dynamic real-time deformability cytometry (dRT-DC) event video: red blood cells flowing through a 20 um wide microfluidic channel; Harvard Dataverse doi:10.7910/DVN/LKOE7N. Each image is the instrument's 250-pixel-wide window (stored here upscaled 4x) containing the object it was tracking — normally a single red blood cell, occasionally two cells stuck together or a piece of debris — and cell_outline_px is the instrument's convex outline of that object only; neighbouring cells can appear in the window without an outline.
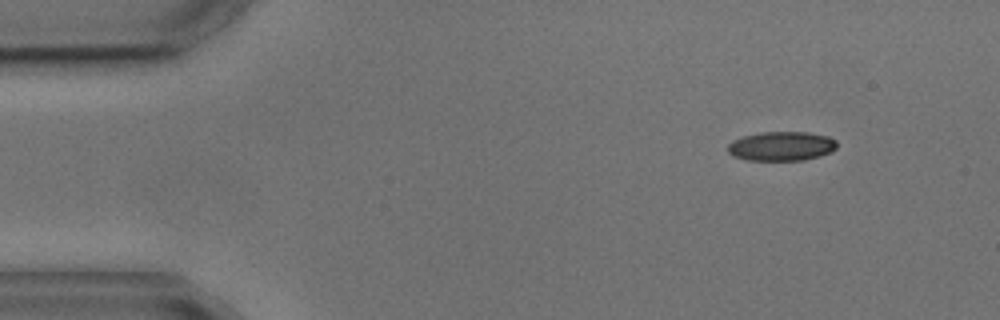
{"species": "common noctule bat (a hibernating species)", "species_latin": "Nyctalus noctula", "temperature_condition": "cold", "stored_images_in_passage": 3, "camera_frame_rate_fps": 3000, "um_per_image_px": 0.085, "animal": {"sex": "male", "body_mass_g": 17.9, "forearm_length_mm": 54.2}, "frame": {"image": 1, "passage_image": 1, "time_ms": 0.0, "image_size_px": [1000, 320], "cell_outline_px": [[836, 148], [832, 152], [820, 156], [804, 160], [748, 160], [732, 156], [728, 152], [728, 144], [732, 140], [744, 136], [760, 132], [808, 132], [828, 136], [836, 140]], "centroid_in_image_um": [66.43, 12.42], "position_along_channel_um": 18.6, "area_um2": 18.73}}